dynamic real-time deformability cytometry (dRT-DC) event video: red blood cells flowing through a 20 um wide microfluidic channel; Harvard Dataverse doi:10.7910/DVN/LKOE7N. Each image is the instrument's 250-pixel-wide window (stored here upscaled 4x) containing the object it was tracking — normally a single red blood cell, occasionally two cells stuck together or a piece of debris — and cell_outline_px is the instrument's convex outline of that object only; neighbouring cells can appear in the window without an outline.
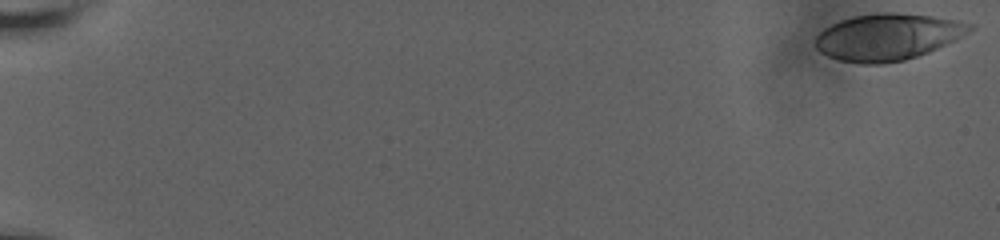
{"species": "human", "species_latin": "Homo sapiens", "temperature_condition": "room temperature", "stored_images_in_passage": 19, "camera_frame_rate_fps": 3000, "um_per_image_px": 0.085, "donor": {"sex": "male"}, "frame": {"image": 1, "passage_image": 1, "time_ms": 0.0, "image_size_px": [1000, 240], "cell_outline_px": [[976, 28], [928, 52], [904, 60], [884, 64], [860, 64], [840, 60], [828, 56], [820, 52], [816, 48], [816, 36], [824, 28], [840, 20], [856, 16], [884, 12], [892, 12], [932, 16], [956, 20], [976, 24]], "centroid_in_image_um": [75.44, 3.14], "position_along_channel_um": 9.6, "area_um2": 41.62}}